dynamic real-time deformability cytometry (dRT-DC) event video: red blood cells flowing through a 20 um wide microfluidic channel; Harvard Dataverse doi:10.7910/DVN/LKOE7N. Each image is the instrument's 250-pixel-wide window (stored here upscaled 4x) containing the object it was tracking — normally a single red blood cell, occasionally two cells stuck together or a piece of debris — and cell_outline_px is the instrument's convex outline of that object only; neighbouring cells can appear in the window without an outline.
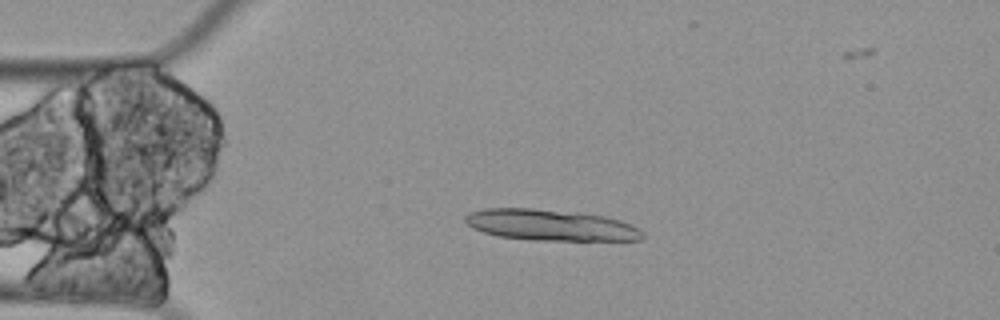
{"species": "Egyptian fruit bat (a non-hibernating species)", "species_latin": "Rousettus aegyptiacus", "temperature_condition": "cold", "stored_images_in_passage": 6, "camera_frame_rate_fps": 3000, "um_per_image_px": 0.085, "animal": {"sex": "female"}, "frame": {"image": 1, "passage_image": 4, "time_ms": 1.0, "image_size_px": [1000, 320], "cell_outline_px": [[644, 236], [640, 240], [532, 240], [500, 236], [484, 232], [472, 228], [464, 220], [464, 216], [468, 212], [484, 208], [532, 208], [580, 212], [604, 216], [620, 220], [644, 232]], "centroid_in_image_um": [46.76, 19.12], "position_along_channel_um": 38.2, "area_um2": 32.19}}